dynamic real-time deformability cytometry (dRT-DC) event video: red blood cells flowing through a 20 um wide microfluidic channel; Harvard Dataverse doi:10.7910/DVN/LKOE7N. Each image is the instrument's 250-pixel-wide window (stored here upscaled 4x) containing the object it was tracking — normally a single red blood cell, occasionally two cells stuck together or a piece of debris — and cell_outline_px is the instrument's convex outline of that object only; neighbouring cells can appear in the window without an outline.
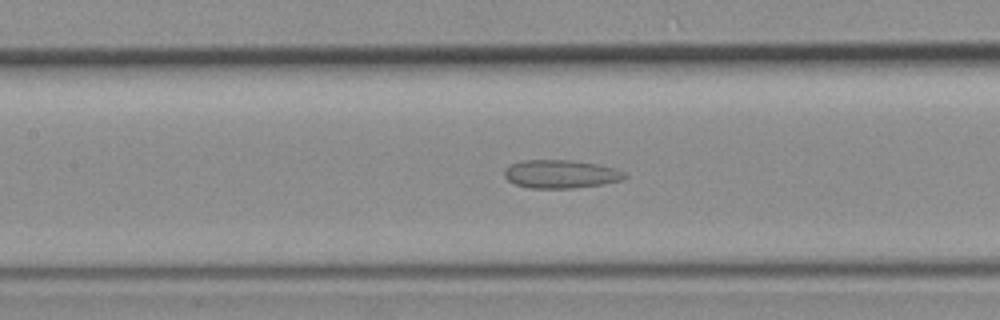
{"species": "common noctule bat (a hibernating species)", "species_latin": "Nyctalus noctula", "temperature_condition": "room temperature", "stored_images_in_passage": 45, "segment_of_instrument_passage": [1, 2], "camera_frame_rate_fps": 3000, "um_per_image_px": 0.085, "animal": {"sex": "female", "body_mass_g": 19.3, "forearm_length_mm": 54.1}, "frame": {"image": 1, "passage_image": 19, "time_ms": 6.0, "image_size_px": [1000, 320], "cell_outline_px": [[628, 176], [620, 180], [600, 184], [572, 188], [528, 188], [516, 184], [508, 180], [504, 176], [504, 168], [512, 164], [524, 160], [572, 160], [596, 164], [612, 168], [624, 172]], "centroid_in_image_um": [47.62, 14.79], "position_along_channel_um": 159.8, "area_um2": 19.59}}
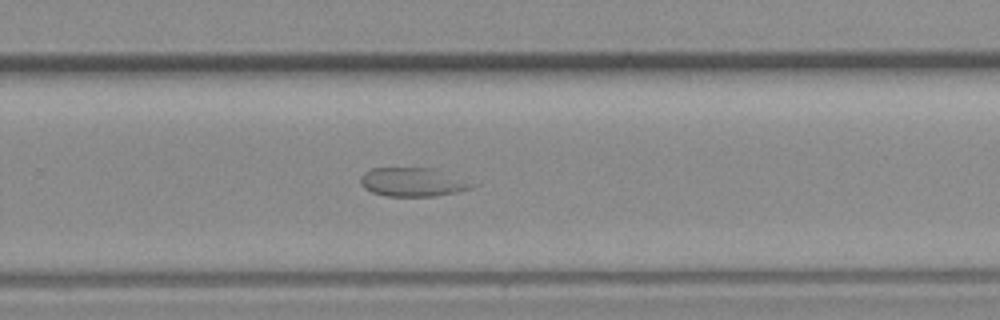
{"frame": {"image": 2, "passage_image": 28, "time_ms": 9.0, "image_size_px": [1000, 320], "cell_outline_px": [[480, 184], [472, 188], [456, 192], [436, 196], [388, 196], [372, 192], [364, 188], [360, 180], [360, 176], [364, 172], [372, 168], [432, 168]], "centroid_in_image_um": [35.11, 15.48], "position_along_channel_um": 294.7, "area_um2": 18.73}}
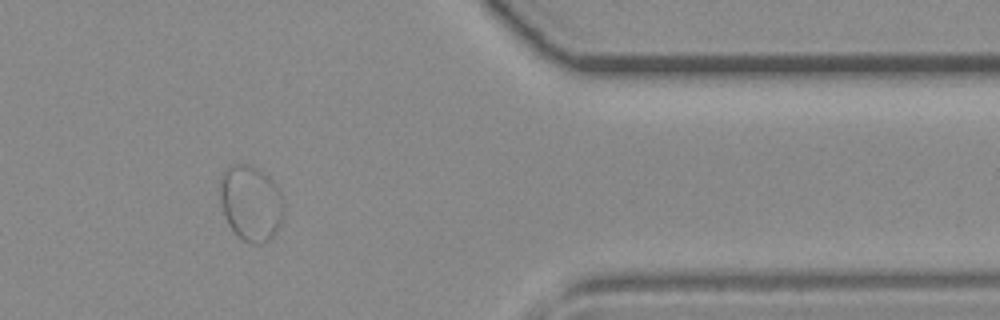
{"frame": {"image": 3, "passage_image": 36, "time_ms": 11.667, "image_size_px": [1000, 320], "cell_outline_px": [[284, 212], [280, 224], [276, 232], [264, 244], [248, 244], [228, 224], [220, 200], [220, 176], [224, 168], [228, 164], [248, 164], [256, 168], [268, 176], [280, 192], [284, 200]], "centroid_in_image_um": [21.32, 17.24], "position_along_channel_um": 390.1, "area_um2": 28.21}}